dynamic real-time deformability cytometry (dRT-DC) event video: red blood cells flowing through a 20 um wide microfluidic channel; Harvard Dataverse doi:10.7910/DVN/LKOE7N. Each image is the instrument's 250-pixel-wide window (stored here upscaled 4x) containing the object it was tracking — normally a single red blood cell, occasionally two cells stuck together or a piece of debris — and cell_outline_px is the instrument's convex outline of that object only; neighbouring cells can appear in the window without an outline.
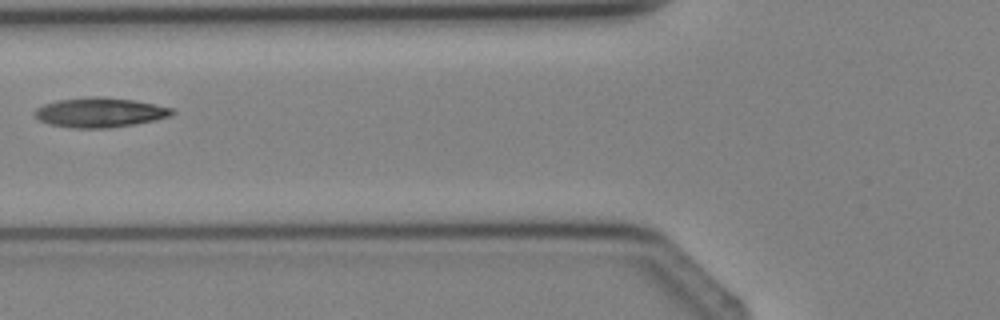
{"species": "Egyptian fruit bat (a non-hibernating species)", "species_latin": "Rousettus aegyptiacus", "temperature_condition": "cold", "stored_images_in_passage": 3, "camera_frame_rate_fps": 3000, "um_per_image_px": 0.085, "animal": {"sex": "female"}, "frame": {"image": 1, "passage_image": 3, "time_ms": 2.333, "image_size_px": [1000, 320], "cell_outline_px": [[176, 112], [168, 116], [156, 120], [136, 124], [108, 128], [72, 128], [52, 124], [40, 120], [36, 116], [36, 108], [44, 104], [60, 100], [96, 96], [136, 100], [172, 108]], "centroid_in_image_um": [8.54, 9.56], "position_along_channel_um": 117.3, "area_um2": 23.47}}